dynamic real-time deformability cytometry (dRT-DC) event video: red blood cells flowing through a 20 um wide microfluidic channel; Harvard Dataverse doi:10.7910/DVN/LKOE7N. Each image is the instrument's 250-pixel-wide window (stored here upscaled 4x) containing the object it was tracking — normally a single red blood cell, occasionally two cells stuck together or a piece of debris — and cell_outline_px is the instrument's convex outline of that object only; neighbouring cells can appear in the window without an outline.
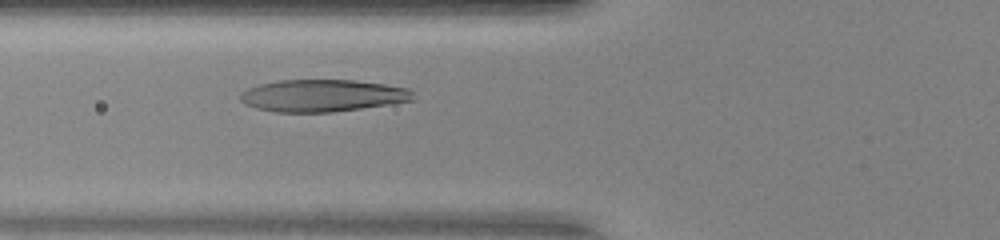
{"species": "human", "species_latin": "Homo sapiens", "temperature_condition": "warm", "stored_images_in_passage": 33, "camera_frame_rate_fps": 3000, "um_per_image_px": 0.085, "donor": {"sex": "female"}, "frame": {"image": 1, "passage_image": 10, "time_ms": 3.0, "image_size_px": [1000, 240], "cell_outline_px": [[416, 100], [332, 112], [276, 112], [256, 108], [244, 104], [240, 100], [240, 92], [248, 88], [260, 84], [280, 80], [352, 80], [384, 84], [408, 88], [412, 92]], "centroid_in_image_um": [27.39, 8.12], "position_along_channel_um": 98.4, "area_um2": 32.31}}
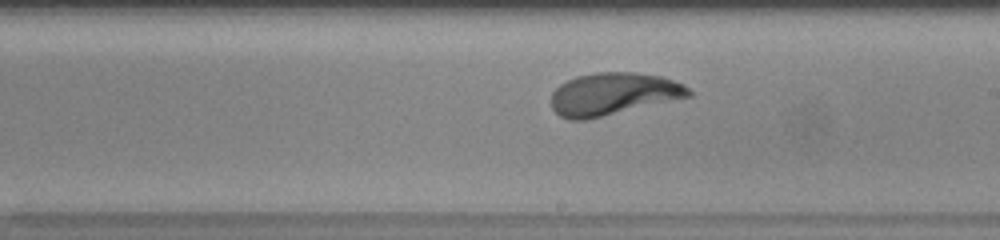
{"frame": {"image": 2, "passage_image": 20, "time_ms": 6.333, "image_size_px": [1000, 240], "cell_outline_px": [[692, 96], [588, 120], [568, 120], [560, 116], [552, 108], [552, 92], [560, 84], [576, 76], [596, 72], [636, 72], [660, 76], [684, 84], [692, 92]], "centroid_in_image_um": [52.12, 7.99], "position_along_channel_um": 236.9, "area_um2": 34.16}}
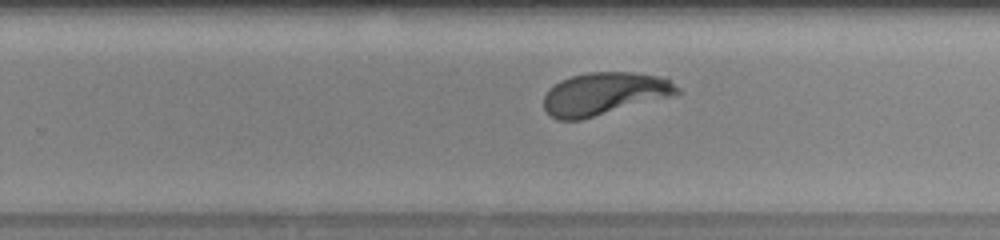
{"frame": {"image": 3, "passage_image": 23, "time_ms": 7.333, "image_size_px": [1000, 240], "cell_outline_px": [[684, 92], [580, 120], [556, 120], [544, 108], [544, 96], [548, 88], [560, 80], [572, 76], [588, 72], [632, 72], [668, 76]], "centroid_in_image_um": [51.39, 7.94], "position_along_channel_um": 278.4, "area_um2": 33.23}}